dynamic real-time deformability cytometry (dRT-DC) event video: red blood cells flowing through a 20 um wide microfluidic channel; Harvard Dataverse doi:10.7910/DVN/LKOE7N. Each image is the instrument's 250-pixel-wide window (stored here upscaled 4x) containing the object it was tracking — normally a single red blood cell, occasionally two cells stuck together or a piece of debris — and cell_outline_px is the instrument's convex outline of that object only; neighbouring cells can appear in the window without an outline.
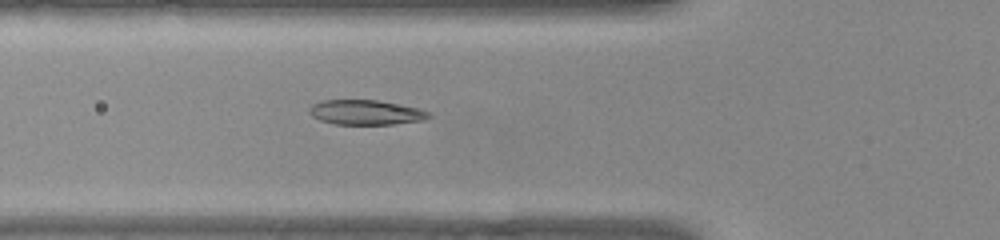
{"species": "common noctule bat (a hibernating species)", "species_latin": "Nyctalus noctula", "temperature_condition": "warm", "stored_images_in_passage": 50, "camera_frame_rate_fps": 3000, "um_per_image_px": 0.085, "animal": {"sex": "female", "body_mass_g": 22.0, "forearm_length_mm": 56.7}, "frame": {"image": 1, "passage_image": 17, "time_ms": 5.333, "image_size_px": [1000, 240], "cell_outline_px": [[432, 116], [424, 120], [392, 124], [332, 124], [320, 120], [312, 116], [308, 112], [308, 108], [312, 104], [324, 100], [376, 100], [420, 108], [428, 112]], "centroid_in_image_um": [31.07, 9.55], "position_along_channel_um": 94.7, "area_um2": 17.28}}
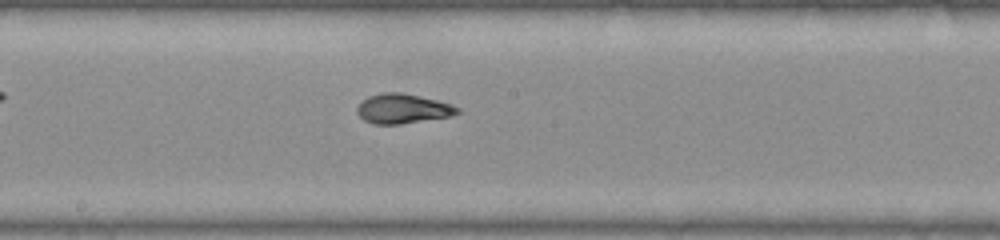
{"frame": {"image": 2, "passage_image": 26, "time_ms": 8.333, "image_size_px": [1000, 240], "cell_outline_px": [[460, 112], [452, 116], [400, 124], [372, 124], [364, 120], [356, 112], [356, 108], [368, 96], [380, 92], [404, 92], [452, 104], [460, 108]], "centroid_in_image_um": [34.24, 9.23], "position_along_channel_um": 214.0, "area_um2": 17.46}}
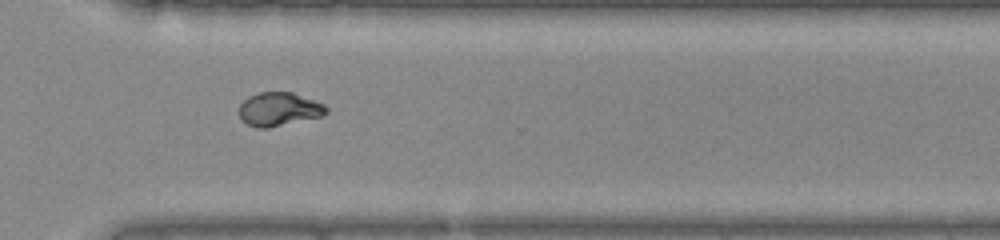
{"frame": {"image": 3, "passage_image": 36, "time_ms": 11.667, "image_size_px": [1000, 240], "cell_outline_px": [[328, 112], [320, 116], [268, 128], [256, 128], [240, 120], [240, 104], [248, 96], [260, 92], [292, 92], [324, 104], [328, 108]], "centroid_in_image_um": [23.69, 9.28], "position_along_channel_um": 346.9, "area_um2": 16.94}, "authors_computed_cell_mechanics": {"area_um2": 17.7735, "velocity_mm_per_s": 3.9765, "shape_relaxation_time_tau1_ms": 8.184, "shape_relaxation_time_tau2_ms": null, "deformation_change_tau1": 0.3194, "deformation_change_tau2": null}}